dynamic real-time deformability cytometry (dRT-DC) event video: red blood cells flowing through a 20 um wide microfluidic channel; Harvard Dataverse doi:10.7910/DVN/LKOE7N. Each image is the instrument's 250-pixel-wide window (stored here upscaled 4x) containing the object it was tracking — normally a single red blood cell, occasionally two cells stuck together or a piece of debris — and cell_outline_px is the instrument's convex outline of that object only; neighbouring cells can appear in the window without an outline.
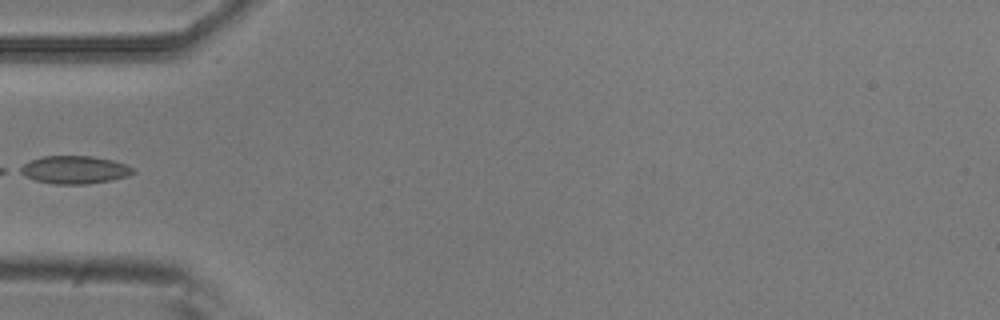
{"species": "common noctule bat (a hibernating species)", "species_latin": "Nyctalus noctula", "temperature_condition": "room temperature", "stored_images_in_passage": 5, "camera_frame_rate_fps": 3000, "um_per_image_px": 0.085, "animal": {"sex": "male", "body_mass_g": 20.5, "forearm_length_mm": 52.5}, "frame": {"image": 1, "passage_image": 5, "time_ms": 1.333, "image_size_px": [1000, 320], "cell_outline_px": [[136, 172], [128, 176], [112, 180], [88, 184], [52, 184], [36, 180], [24, 176], [16, 172], [16, 168], [28, 160], [40, 156], [92, 156], [112, 160], [136, 168]], "centroid_in_image_um": [6.28, 14.43], "position_along_channel_um": 78.7, "area_um2": 18.79}}